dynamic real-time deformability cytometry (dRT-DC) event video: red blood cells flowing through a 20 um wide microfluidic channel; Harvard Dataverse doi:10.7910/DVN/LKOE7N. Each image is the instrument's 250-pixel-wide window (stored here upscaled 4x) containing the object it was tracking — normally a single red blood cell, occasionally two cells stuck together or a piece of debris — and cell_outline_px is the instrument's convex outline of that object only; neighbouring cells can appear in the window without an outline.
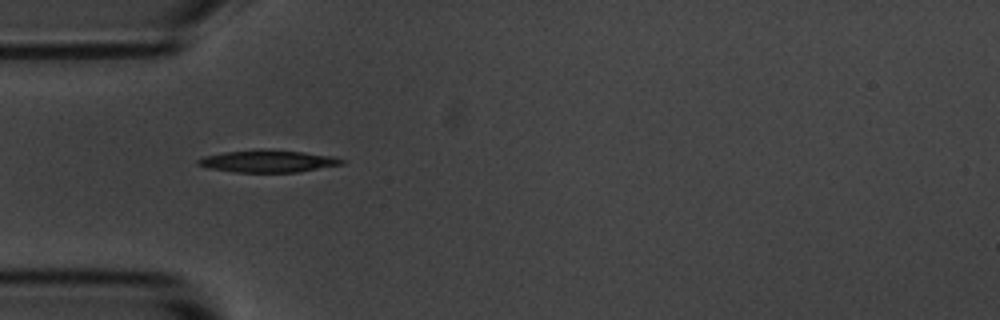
{"species": "common noctule bat (a hibernating species)", "species_latin": "Nyctalus noctula", "temperature_condition": "room temperature", "stored_images_in_passage": 2, "camera_frame_rate_fps": 3000, "um_per_image_px": 0.085, "animal": {"sex": "male", "body_mass_g": 20.1, "forearm_length_mm": 53.5}, "frame": {"image": 1, "passage_image": 1, "time_ms": 0.0, "image_size_px": [1000, 320], "cell_outline_px": [[344, 164], [296, 172], [236, 172], [208, 168], [196, 164], [196, 160], [204, 156], [224, 152], [260, 148], [268, 148], [304, 152], [332, 156], [344, 160]], "centroid_in_image_um": [22.74, 13.68], "position_along_channel_um": 62.3, "area_um2": 18.79}}